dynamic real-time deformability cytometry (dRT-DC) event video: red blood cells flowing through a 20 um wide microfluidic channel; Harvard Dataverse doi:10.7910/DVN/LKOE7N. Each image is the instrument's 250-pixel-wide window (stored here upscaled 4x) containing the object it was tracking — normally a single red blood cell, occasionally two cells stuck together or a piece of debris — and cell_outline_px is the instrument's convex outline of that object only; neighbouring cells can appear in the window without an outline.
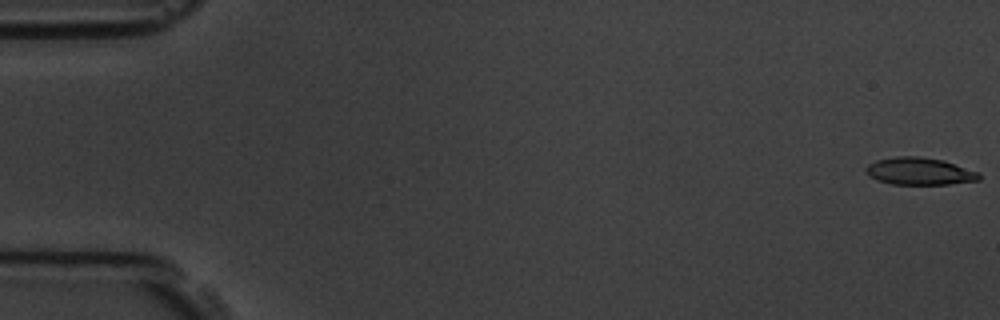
{"species": "common noctule bat (a hibernating species)", "species_latin": "Nyctalus noctula", "temperature_condition": "room temperature", "stored_images_in_passage": 9, "camera_frame_rate_fps": 3000, "um_per_image_px": 0.085, "animal": {"sex": "male", "body_mass_g": 19.5, "forearm_length_mm": 54.6}, "frame": {"image": 1, "passage_image": 1, "time_ms": 0.0, "image_size_px": [1000, 320], "cell_outline_px": [[980, 180], [948, 184], [892, 184], [876, 180], [868, 176], [864, 172], [864, 168], [868, 164], [876, 160], [896, 156], [920, 156], [944, 160], [980, 172]], "centroid_in_image_um": [78.13, 14.55], "position_along_channel_um": 6.9, "area_um2": 18.26}}
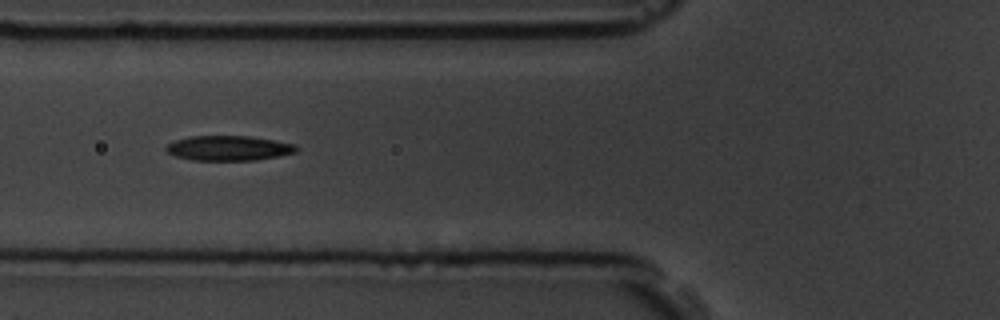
{"frame": {"image": 2, "passage_image": 7, "time_ms": 6.667, "image_size_px": [1000, 320], "cell_outline_px": [[300, 148], [296, 152], [256, 160], [192, 160], [176, 156], [168, 152], [164, 148], [168, 144], [176, 140], [188, 136], [248, 136], [296, 144]], "centroid_in_image_um": [19.44, 12.59], "position_along_channel_um": 106.4, "area_um2": 18.79}}
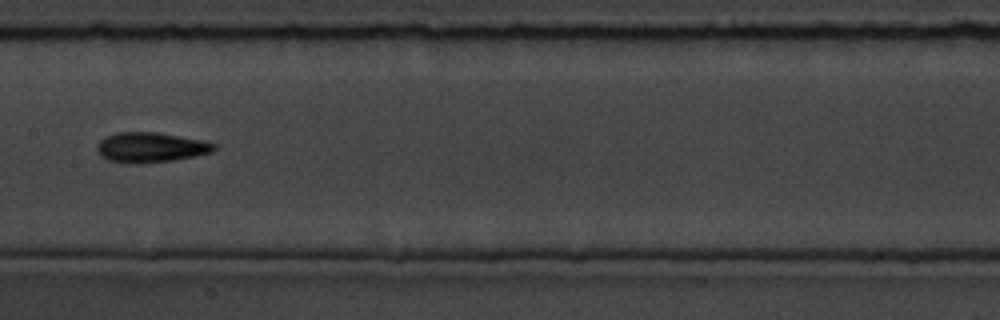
{"frame": {"image": 3, "passage_image": 9, "time_ms": 9.0, "image_size_px": [1000, 320], "cell_outline_px": [[216, 148], [212, 152], [196, 156], [172, 160], [136, 164], [108, 160], [100, 156], [96, 148], [96, 144], [100, 140], [116, 132], [156, 132], [204, 140], [216, 144]], "centroid_in_image_um": [12.81, 12.52], "position_along_channel_um": 194.6, "area_um2": 20.52}}